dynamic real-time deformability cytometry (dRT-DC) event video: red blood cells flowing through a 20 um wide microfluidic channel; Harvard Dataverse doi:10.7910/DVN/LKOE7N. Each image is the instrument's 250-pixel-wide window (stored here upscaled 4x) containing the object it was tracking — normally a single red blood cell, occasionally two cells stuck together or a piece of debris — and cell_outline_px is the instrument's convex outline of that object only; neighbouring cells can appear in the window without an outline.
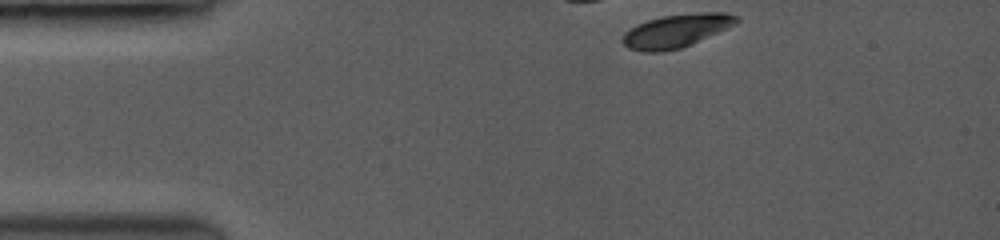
{"species": "common noctule bat (a hibernating species)", "species_latin": "Nyctalus noctula", "temperature_condition": "room temperature", "stored_images_in_passage": 24, "camera_frame_rate_fps": 3500, "um_per_image_px": 0.085, "animal": {"sex": "female", "body_mass_g": 19.0, "forearm_length_mm": 53.3}, "frame": {"image": 1, "passage_image": 1, "time_ms": 0.0, "image_size_px": [1000, 240], "cell_outline_px": [[740, 20], [716, 32], [680, 48], [656, 52], [648, 52], [628, 48], [624, 44], [624, 36], [636, 24], [648, 20], [664, 16], [704, 12], [724, 12], [736, 16]], "centroid_in_image_um": [57.46, 2.61], "position_along_channel_um": 27.5, "area_um2": 21.04}}